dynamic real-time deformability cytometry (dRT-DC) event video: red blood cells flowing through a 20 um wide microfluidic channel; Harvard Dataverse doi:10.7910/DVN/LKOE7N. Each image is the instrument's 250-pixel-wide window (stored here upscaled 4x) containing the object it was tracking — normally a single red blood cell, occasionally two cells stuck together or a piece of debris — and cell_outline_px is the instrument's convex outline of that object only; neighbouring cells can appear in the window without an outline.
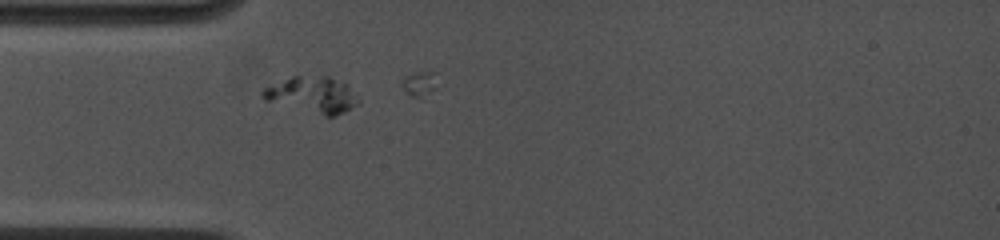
{"species": "common noctule bat (a hibernating species)", "species_latin": "Nyctalus noctula", "temperature_condition": "cold", "stored_images_in_passage": 3, "camera_frame_rate_fps": 4500, "um_per_image_px": 0.085, "animal": {"sex": "female", "body_mass_g": 19.0, "forearm_length_mm": 53.3}, "frame": {"image": 1, "passage_image": 1, "time_ms": 0.0, "image_size_px": [1000, 240], "cell_outline_px": [[360, 104], [336, 116], [324, 116], [264, 100], [260, 96], [260, 92], [264, 88], [292, 76], [328, 76], [348, 84], [360, 96]], "centroid_in_image_um": [26.61, 8.06], "position_along_channel_um": 58.4, "area_um2": 20.46}}